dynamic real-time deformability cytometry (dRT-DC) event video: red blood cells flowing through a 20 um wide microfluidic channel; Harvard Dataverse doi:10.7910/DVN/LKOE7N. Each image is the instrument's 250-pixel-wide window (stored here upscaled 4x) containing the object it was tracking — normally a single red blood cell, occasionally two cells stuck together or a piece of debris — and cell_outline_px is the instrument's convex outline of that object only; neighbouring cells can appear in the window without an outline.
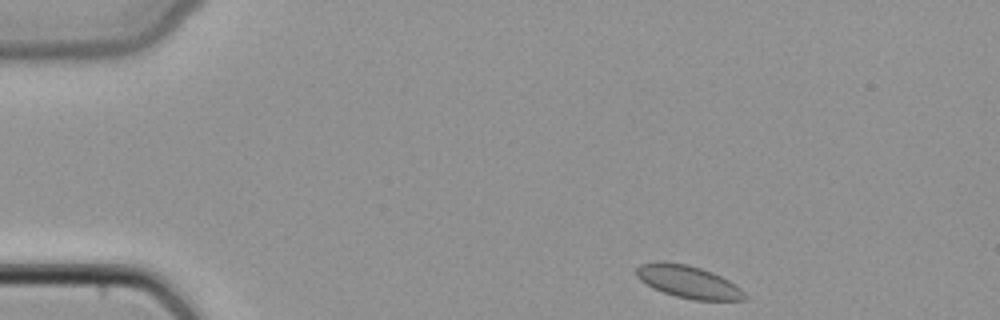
{"species": "common noctule bat (a hibernating species)", "species_latin": "Nyctalus noctula", "temperature_condition": "cold", "stored_images_in_passage": 42, "camera_frame_rate_fps": 3000, "um_per_image_px": 0.085, "animal": {"sex": "female", "body_mass_g": 22.7, "forearm_length_mm": 54.2}, "frame": {"image": 1, "passage_image": 1, "time_ms": 0.0, "image_size_px": [1000, 320], "cell_outline_px": [[748, 296], [744, 300], [692, 300], [676, 296], [652, 288], [640, 280], [636, 276], [636, 268], [640, 264], [660, 260], [688, 264], [712, 272], [736, 284]], "centroid_in_image_um": [58.49, 23.94], "position_along_channel_um": 26.5, "area_um2": 20.69}}
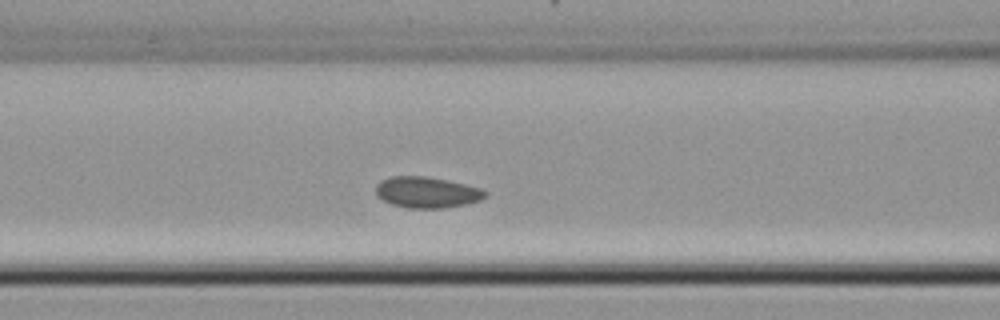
{"frame": {"image": 2, "passage_image": 14, "time_ms": 4.333, "image_size_px": [1000, 320], "cell_outline_px": [[488, 196], [480, 200], [464, 204], [444, 208], [408, 208], [392, 204], [376, 196], [376, 184], [380, 180], [392, 176], [428, 176], [464, 184], [480, 188], [488, 192]], "centroid_in_image_um": [36.27, 16.34], "position_along_channel_um": 130.3, "area_um2": 19.83}}
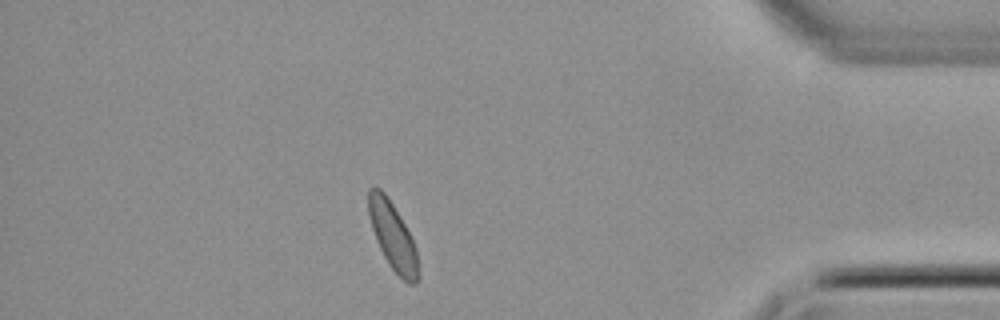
{"frame": {"image": 3, "passage_image": 36, "time_ms": 11.667, "image_size_px": [1000, 320], "cell_outline_px": [[420, 276], [416, 284], [408, 284], [388, 264], [376, 240], [372, 228], [368, 212], [368, 188], [372, 184], [380, 188], [384, 192], [392, 204], [404, 224], [416, 248]], "centroid_in_image_um": [33.38, 20.07], "position_along_channel_um": 401.8, "area_um2": 19.42}}